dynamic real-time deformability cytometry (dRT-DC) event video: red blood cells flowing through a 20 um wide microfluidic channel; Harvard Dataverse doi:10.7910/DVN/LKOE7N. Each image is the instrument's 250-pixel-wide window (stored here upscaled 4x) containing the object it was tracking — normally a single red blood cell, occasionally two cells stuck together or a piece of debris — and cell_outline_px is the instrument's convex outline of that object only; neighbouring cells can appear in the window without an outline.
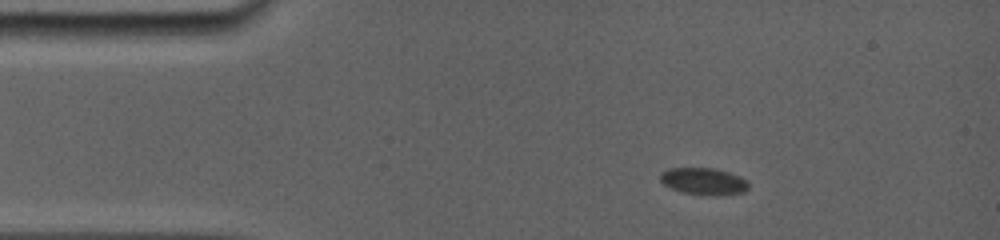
{"species": "common noctule bat (a hibernating species)", "species_latin": "Nyctalus noctula", "temperature_condition": "room temperature", "stored_images_in_passage": 105, "camera_frame_rate_fps": 5000, "um_per_image_px": 0.085, "animal": {"sex": "female", "body_mass_g": 19.0, "forearm_length_mm": 56.7}, "frame": {"image": 1, "passage_image": 1, "time_ms": 0.0, "image_size_px": [1000, 240], "cell_outline_px": [[748, 188], [744, 192], [712, 196], [684, 192], [672, 188], [664, 184], [660, 180], [660, 172], [668, 168], [716, 168], [740, 176], [748, 180]], "centroid_in_image_um": [59.82, 15.4], "position_along_channel_um": 25.2, "area_um2": 13.87}}
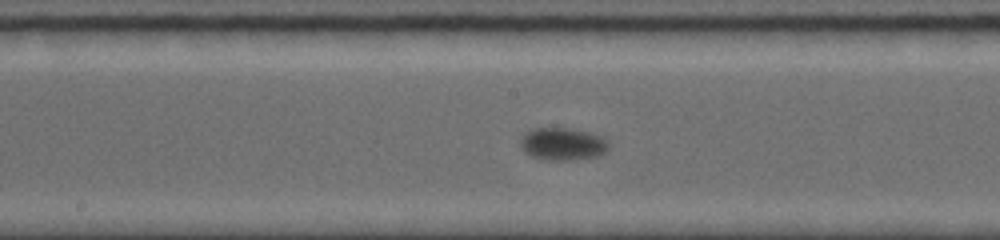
{"frame": {"image": 2, "passage_image": 43, "time_ms": 6.4, "image_size_px": [1000, 240], "cell_outline_px": [[608, 148], [600, 156], [572, 160], [540, 160], [524, 152], [520, 144], [520, 140], [524, 132], [532, 128], [568, 128], [592, 132], [608, 140]], "centroid_in_image_um": [47.81, 12.24], "position_along_channel_um": 200.4, "area_um2": 17.05}}
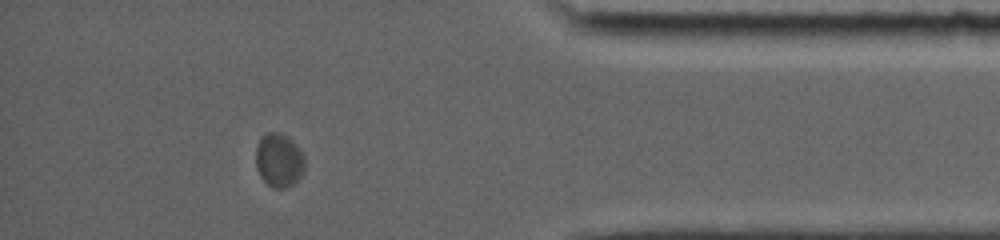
{"frame": {"image": 3, "passage_image": 87, "time_ms": 12.8, "image_size_px": [1000, 240], "cell_outline_px": [[304, 172], [288, 188], [272, 188], [260, 176], [256, 164], [256, 148], [260, 140], [268, 132], [280, 132], [292, 140], [300, 148], [304, 156]], "centroid_in_image_um": [23.73, 13.62], "position_along_channel_um": 411.5, "area_um2": 15.26}, "authors_computed_cell_mechanics": {"area_um2": 15.1436, "velocity_mm_per_s": 3.6077, "shape_relaxation_time_tau1_ms": 0.8229, "shape_relaxation_time_tau2_ms": null, "deformation_change_tau1": 0.0701, "deformation_change_tau2": null}}